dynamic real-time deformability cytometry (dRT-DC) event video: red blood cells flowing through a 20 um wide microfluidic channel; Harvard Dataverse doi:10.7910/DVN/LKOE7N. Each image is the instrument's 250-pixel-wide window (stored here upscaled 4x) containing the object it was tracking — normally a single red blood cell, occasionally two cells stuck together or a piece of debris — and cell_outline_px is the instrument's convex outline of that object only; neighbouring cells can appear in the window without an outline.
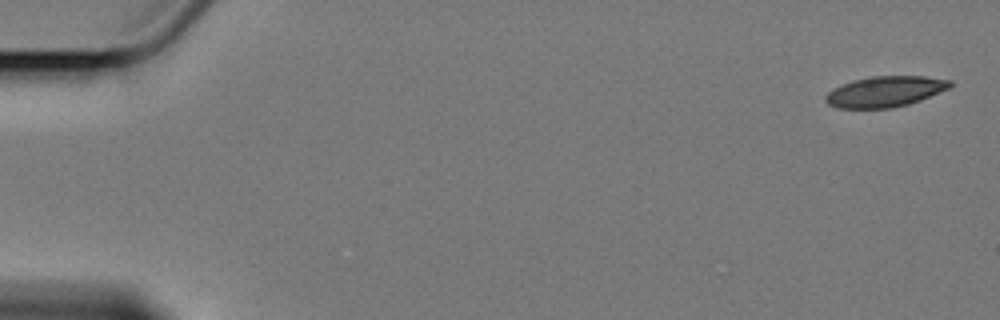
{"species": "Egyptian fruit bat (a non-hibernating species)", "species_latin": "Rousettus aegyptiacus", "temperature_condition": "cold", "stored_images_in_passage": 5, "camera_frame_rate_fps": 3000, "um_per_image_px": 0.085, "animal": {"sex": "female"}, "frame": {"image": 1, "passage_image": 1, "time_ms": 0.0, "image_size_px": [1000, 320], "cell_outline_px": [[952, 84], [948, 88], [920, 100], [908, 104], [892, 108], [836, 108], [828, 104], [824, 100], [824, 96], [832, 88], [852, 80], [872, 76], [924, 76], [952, 80]], "centroid_in_image_um": [75.18, 7.78], "position_along_channel_um": 9.8, "area_um2": 22.31}}